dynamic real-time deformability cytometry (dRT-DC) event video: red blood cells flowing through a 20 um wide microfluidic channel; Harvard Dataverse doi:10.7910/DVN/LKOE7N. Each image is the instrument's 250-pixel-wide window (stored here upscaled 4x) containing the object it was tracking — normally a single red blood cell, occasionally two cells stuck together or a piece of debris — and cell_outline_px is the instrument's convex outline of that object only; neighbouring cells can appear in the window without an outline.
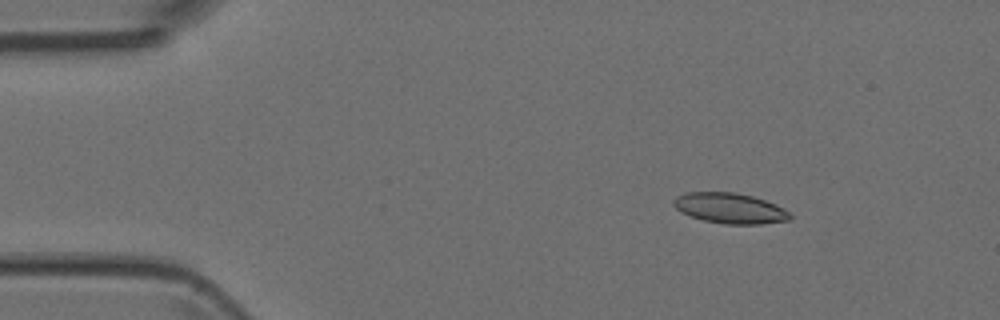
{"species": "Egyptian fruit bat (a non-hibernating species)", "species_latin": "Rousettus aegyptiacus", "temperature_condition": "room temperature", "stored_images_in_passage": 3, "camera_frame_rate_fps": 3000, "um_per_image_px": 0.085, "animal": {"sex": "female"}, "frame": {"image": 1, "passage_image": 2, "time_ms": 1.333, "image_size_px": [1000, 320], "cell_outline_px": [[792, 220], [760, 224], [724, 224], [704, 220], [680, 212], [672, 204], [672, 200], [676, 196], [688, 192], [736, 192], [752, 196], [776, 204], [792, 212]], "centroid_in_image_um": [62.08, 17.7], "position_along_channel_um": 22.9, "area_um2": 20.87}}